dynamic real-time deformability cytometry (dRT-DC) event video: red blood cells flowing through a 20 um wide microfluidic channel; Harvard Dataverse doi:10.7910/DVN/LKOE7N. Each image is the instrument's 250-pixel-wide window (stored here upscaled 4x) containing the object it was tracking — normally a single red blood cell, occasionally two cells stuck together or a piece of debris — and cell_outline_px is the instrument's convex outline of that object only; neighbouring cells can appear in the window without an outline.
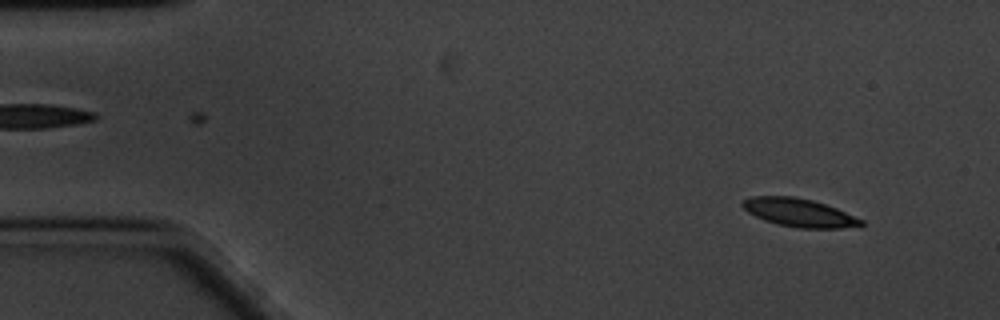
{"species": "common noctule bat (a hibernating species)", "species_latin": "Nyctalus noctula", "temperature_condition": "cold", "stored_images_in_passage": 59, "camera_frame_rate_fps": 3000, "um_per_image_px": 0.085, "animal": {"sex": "male", "body_mass_g": 20.1, "forearm_length_mm": 53.5}, "frame": {"image": 1, "passage_image": 5, "time_ms": 1.333, "image_size_px": [1000, 320], "cell_outline_px": [[864, 224], [840, 228], [796, 228], [776, 224], [764, 220], [748, 212], [740, 204], [744, 200], [752, 196], [792, 196], [812, 200], [836, 208], [864, 220]], "centroid_in_image_um": [67.9, 18.07], "position_along_channel_um": 17.1, "area_um2": 19.36}}
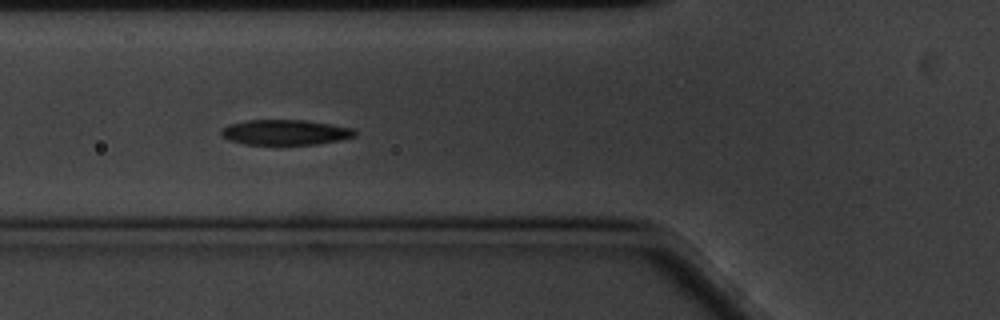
{"frame": {"image": 2, "passage_image": 21, "time_ms": 6.667, "image_size_px": [1000, 320], "cell_outline_px": [[356, 136], [340, 140], [316, 144], [244, 144], [228, 140], [220, 136], [220, 132], [228, 124], [248, 120], [304, 120], [352, 128], [356, 132]], "centroid_in_image_um": [24.21, 11.25], "position_along_channel_um": 101.6, "area_um2": 19.54}}
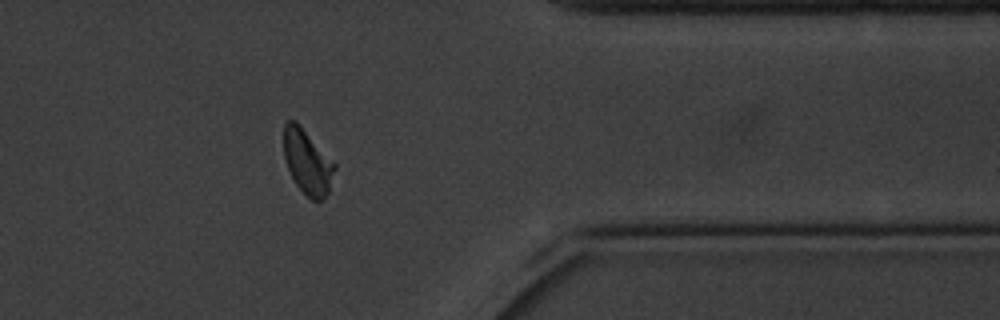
{"frame": {"image": 3, "passage_image": 48, "time_ms": 15.667, "image_size_px": [1000, 320], "cell_outline_px": [[336, 168], [328, 192], [320, 200], [312, 200], [296, 184], [284, 160], [284, 124], [288, 120], [296, 120], [336, 164]], "centroid_in_image_um": [26.12, 13.73], "position_along_channel_um": 385.3, "area_um2": 18.9}, "authors_computed_cell_mechanics": {"area_um2": 19.4208, "velocity_mm_per_s": 3.3251, "shape_relaxation_time_tau1_ms": 2.445, "shape_relaxation_time_tau2_ms": 1.9589, "deformation_change_tau1": 0.1209, "deformation_change_tau2": 0.0712}}